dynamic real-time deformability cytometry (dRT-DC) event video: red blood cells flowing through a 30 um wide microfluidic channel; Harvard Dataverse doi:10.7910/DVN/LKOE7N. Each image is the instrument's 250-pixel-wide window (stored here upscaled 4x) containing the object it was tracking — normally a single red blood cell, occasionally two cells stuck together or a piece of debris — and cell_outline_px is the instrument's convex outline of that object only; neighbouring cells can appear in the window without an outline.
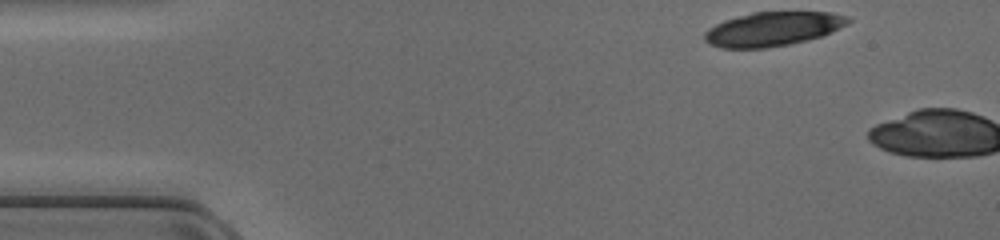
{"species": "common noctule bat (a hibernating species)", "species_latin": "Nyctalus noctula", "temperature_condition": "cold", "stored_images_in_passage": 3, "camera_frame_rate_fps": 3000, "um_per_image_px": 0.085, "animal": {"sex": "female", "body_mass_g": 17.0, "forearm_length_mm": 48.0}, "frame": {"image": 1, "passage_image": 1, "time_ms": 0.0, "image_size_px": [1000, 240], "cell_outline_px": [[852, 20], [848, 24], [832, 32], [820, 36], [788, 44], [764, 48], [720, 48], [704, 40], [704, 32], [708, 28], [724, 20], [752, 12], [832, 12], [848, 16]], "centroid_in_image_um": [65.69, 2.45], "position_along_channel_um": 19.3, "area_um2": 28.44}}